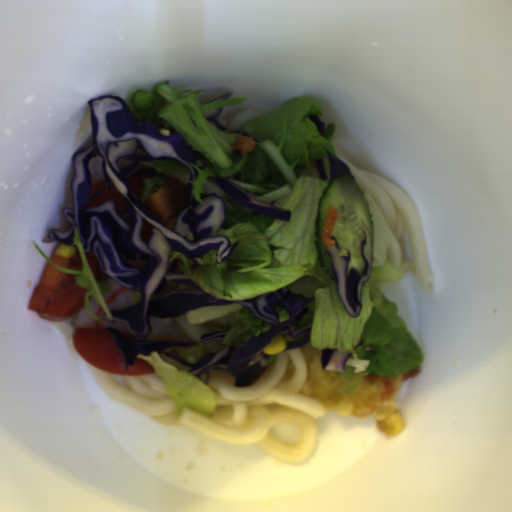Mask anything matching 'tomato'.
<instances>
[{"label":"tomato","instance_id":"tomato-9","mask_svg":"<svg viewBox=\"0 0 512 512\" xmlns=\"http://www.w3.org/2000/svg\"><path fill=\"white\" fill-rule=\"evenodd\" d=\"M152 229H153V227L149 223H147L145 220H142L141 237H142L143 242L148 241V239L151 235Z\"/></svg>","mask_w":512,"mask_h":512},{"label":"tomato","instance_id":"tomato-12","mask_svg":"<svg viewBox=\"0 0 512 512\" xmlns=\"http://www.w3.org/2000/svg\"><path fill=\"white\" fill-rule=\"evenodd\" d=\"M176 219H177V217H175V216H174L173 218H171V219L168 221L167 225H166V226H167V228H169L170 230H173L174 225H175V222H176Z\"/></svg>","mask_w":512,"mask_h":512},{"label":"tomato","instance_id":"tomato-5","mask_svg":"<svg viewBox=\"0 0 512 512\" xmlns=\"http://www.w3.org/2000/svg\"><path fill=\"white\" fill-rule=\"evenodd\" d=\"M60 245H64V244H62L61 242L57 243V245L55 246L54 250L52 251V253L50 254L48 259L54 265H56L60 268H64L67 270L81 271L83 268V264H82V258L80 255V251L77 248V246L76 245L73 246V247H75V253L72 258H60L59 256L56 255V250Z\"/></svg>","mask_w":512,"mask_h":512},{"label":"tomato","instance_id":"tomato-11","mask_svg":"<svg viewBox=\"0 0 512 512\" xmlns=\"http://www.w3.org/2000/svg\"><path fill=\"white\" fill-rule=\"evenodd\" d=\"M101 180H97L95 181L92 185H91V194H90V199L96 194V192L99 190V188L101 187Z\"/></svg>","mask_w":512,"mask_h":512},{"label":"tomato","instance_id":"tomato-1","mask_svg":"<svg viewBox=\"0 0 512 512\" xmlns=\"http://www.w3.org/2000/svg\"><path fill=\"white\" fill-rule=\"evenodd\" d=\"M78 275L59 271L45 261L28 309L50 322L67 320L85 307L86 289L78 286Z\"/></svg>","mask_w":512,"mask_h":512},{"label":"tomato","instance_id":"tomato-6","mask_svg":"<svg viewBox=\"0 0 512 512\" xmlns=\"http://www.w3.org/2000/svg\"><path fill=\"white\" fill-rule=\"evenodd\" d=\"M337 218V209L329 206L321 231V239L327 247H332L335 243V240L332 239V234Z\"/></svg>","mask_w":512,"mask_h":512},{"label":"tomato","instance_id":"tomato-8","mask_svg":"<svg viewBox=\"0 0 512 512\" xmlns=\"http://www.w3.org/2000/svg\"><path fill=\"white\" fill-rule=\"evenodd\" d=\"M84 254L95 282L103 284L104 278L102 276V268L97 255L93 250L84 252Z\"/></svg>","mask_w":512,"mask_h":512},{"label":"tomato","instance_id":"tomato-4","mask_svg":"<svg viewBox=\"0 0 512 512\" xmlns=\"http://www.w3.org/2000/svg\"><path fill=\"white\" fill-rule=\"evenodd\" d=\"M107 200H111L116 211H126L128 210L127 203L124 197L120 194V192L116 188H108L107 184H104L98 198H95L92 202H90L86 209H91L96 206L101 205Z\"/></svg>","mask_w":512,"mask_h":512},{"label":"tomato","instance_id":"tomato-7","mask_svg":"<svg viewBox=\"0 0 512 512\" xmlns=\"http://www.w3.org/2000/svg\"><path fill=\"white\" fill-rule=\"evenodd\" d=\"M154 177H156V173L140 172L132 177H129L127 181L130 182L135 196L142 200L144 179H153Z\"/></svg>","mask_w":512,"mask_h":512},{"label":"tomato","instance_id":"tomato-3","mask_svg":"<svg viewBox=\"0 0 512 512\" xmlns=\"http://www.w3.org/2000/svg\"><path fill=\"white\" fill-rule=\"evenodd\" d=\"M188 200L187 186L175 177H167L163 185H154L144 202L146 211L161 223L183 208Z\"/></svg>","mask_w":512,"mask_h":512},{"label":"tomato","instance_id":"tomato-2","mask_svg":"<svg viewBox=\"0 0 512 512\" xmlns=\"http://www.w3.org/2000/svg\"><path fill=\"white\" fill-rule=\"evenodd\" d=\"M74 350L91 366L104 372L117 375H147L154 374L151 363L141 357H136L132 366L124 360L112 334L101 326H83L75 328L72 333Z\"/></svg>","mask_w":512,"mask_h":512},{"label":"tomato","instance_id":"tomato-10","mask_svg":"<svg viewBox=\"0 0 512 512\" xmlns=\"http://www.w3.org/2000/svg\"><path fill=\"white\" fill-rule=\"evenodd\" d=\"M124 262L127 263L129 266L135 268V269H141V268H144L146 266V263L147 261L145 260H128V259H124Z\"/></svg>","mask_w":512,"mask_h":512}]
</instances>
